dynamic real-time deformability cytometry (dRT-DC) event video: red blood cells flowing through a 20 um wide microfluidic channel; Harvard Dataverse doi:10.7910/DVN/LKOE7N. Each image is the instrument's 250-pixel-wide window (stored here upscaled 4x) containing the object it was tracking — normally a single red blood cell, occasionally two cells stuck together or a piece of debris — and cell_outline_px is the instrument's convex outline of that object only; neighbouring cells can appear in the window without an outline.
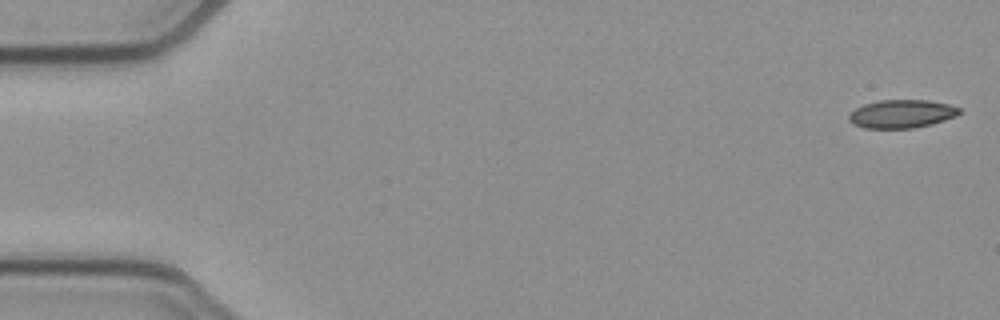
{"species": "common noctule bat (a hibernating species)", "species_latin": "Nyctalus noctula", "temperature_condition": "cold", "stored_images_in_passage": 52, "camera_frame_rate_fps": 3000, "um_per_image_px": 0.085, "animal": {"sex": "female", "body_mass_g": 21.9}, "frame": {"image": 1, "passage_image": 1, "time_ms": 0.0, "image_size_px": [1000, 320], "cell_outline_px": [[960, 112], [956, 116], [932, 124], [912, 128], [864, 128], [852, 124], [848, 120], [848, 116], [856, 108], [864, 104], [880, 100], [928, 100], [948, 104], [960, 108]], "centroid_in_image_um": [76.62, 9.68], "position_along_channel_um": 8.4, "area_um2": 18.15}}
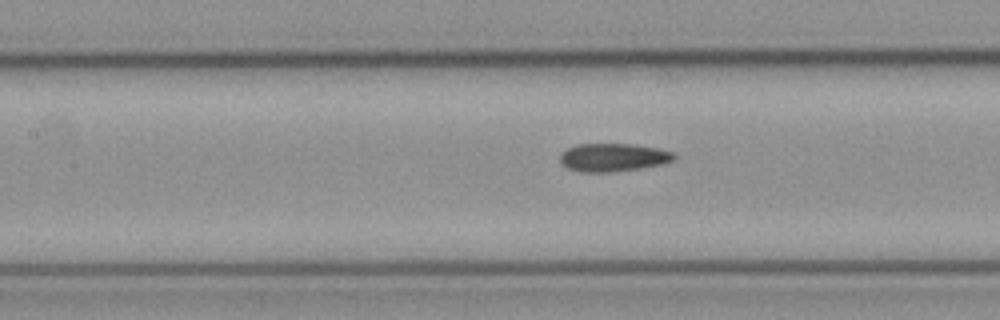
{"frame": {"image": 2, "passage_image": 23, "time_ms": 7.333, "image_size_px": [1000, 320], "cell_outline_px": [[676, 160], [664, 164], [640, 168], [612, 172], [580, 172], [568, 168], [560, 164], [560, 152], [576, 144], [632, 144], [656, 148], [676, 152]], "centroid_in_image_um": [52.13, 13.38], "position_along_channel_um": 155.3, "area_um2": 18.96}}
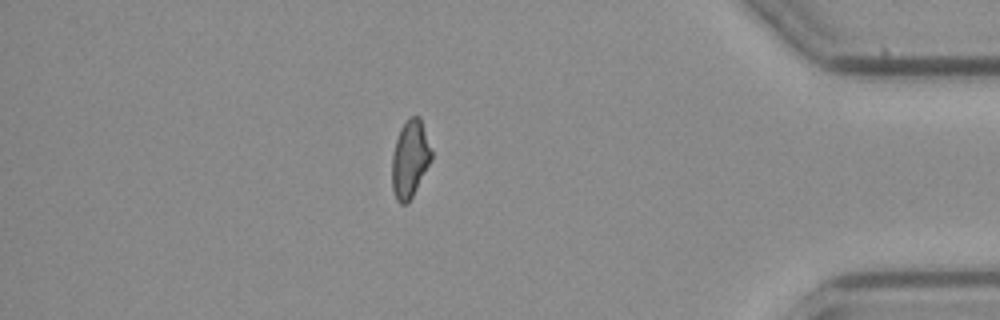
{"frame": {"image": 3, "passage_image": 45, "time_ms": 14.667, "image_size_px": [1000, 320], "cell_outline_px": [[432, 160], [408, 204], [400, 204], [396, 200], [392, 188], [392, 156], [396, 140], [400, 128], [408, 116], [420, 116], [432, 152]], "centroid_in_image_um": [34.84, 13.51], "position_along_channel_um": 400.4, "area_um2": 17.92}, "authors_computed_cell_mechanics": {"area_um2": 18.7561, "velocity_mm_per_s": 3.8921, "shape_relaxation_time_tau1_ms": null, "shape_relaxation_time_tau2_ms": 5.1102, "deformation_change_tau1": null, "deformation_change_tau2": 0.1201}}